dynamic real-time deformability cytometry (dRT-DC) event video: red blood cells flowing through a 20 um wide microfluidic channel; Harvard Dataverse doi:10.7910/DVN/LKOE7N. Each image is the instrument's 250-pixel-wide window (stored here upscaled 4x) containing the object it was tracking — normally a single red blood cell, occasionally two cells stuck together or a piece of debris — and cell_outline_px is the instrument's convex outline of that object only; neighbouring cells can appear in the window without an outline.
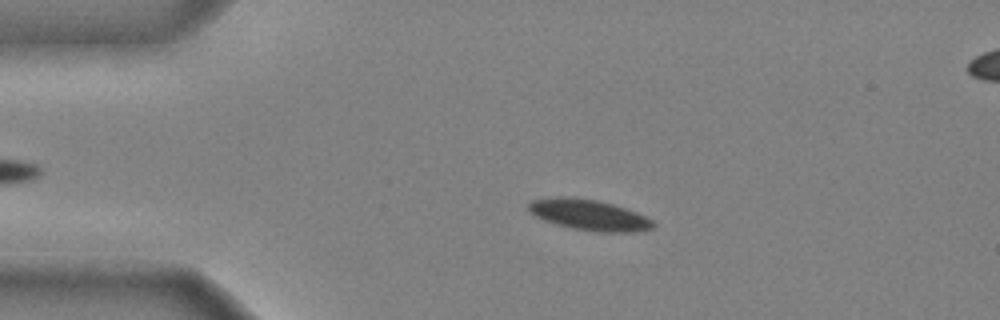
{"species": "common noctule bat (a hibernating species)", "species_latin": "Nyctalus noctula", "temperature_condition": "cold", "stored_images_in_passage": 49, "camera_frame_rate_fps": 3000, "um_per_image_px": 0.085, "animal": {"sex": "male", "body_mass_g": 20.4}, "frame": {"image": 1, "passage_image": 11, "time_ms": 3.333, "image_size_px": [1000, 320], "cell_outline_px": [[656, 224], [652, 228], [632, 232], [596, 232], [572, 228], [556, 224], [544, 220], [528, 212], [528, 204], [532, 200], [560, 196], [568, 196], [596, 200], [612, 204], [636, 212], [652, 220]], "centroid_in_image_um": [50.04, 18.27], "position_along_channel_um": 35.0, "area_um2": 22.25}}
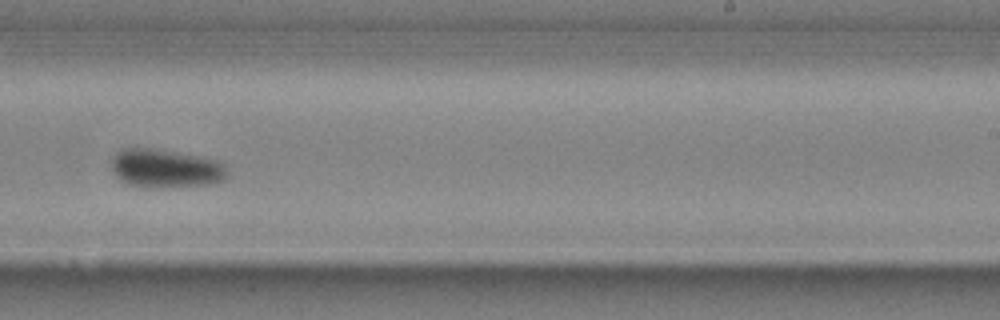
{"frame": {"image": 2, "passage_image": 32, "time_ms": 10.333, "image_size_px": [1000, 320], "cell_outline_px": [[228, 176], [224, 180], [208, 184], [132, 184], [120, 180], [112, 172], [112, 156], [116, 152], [124, 148], [152, 148], [200, 156], [220, 160]], "centroid_in_image_um": [14.06, 14.24], "position_along_channel_um": 274.9, "area_um2": 24.85}}
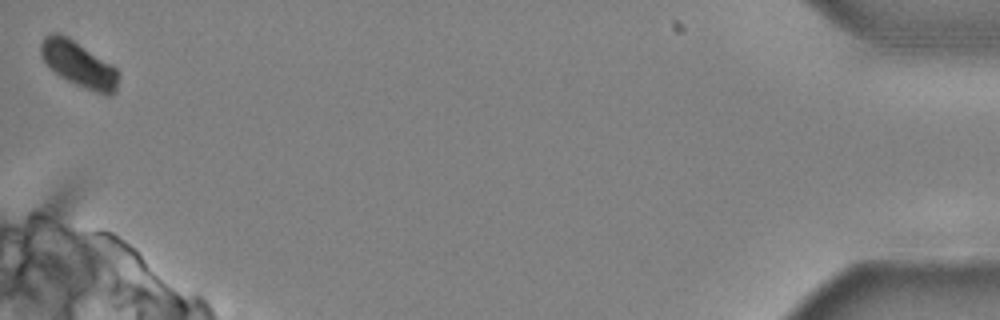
{"frame": {"image": 3, "passage_image": 49, "time_ms": 16.0, "image_size_px": [1000, 320], "cell_outline_px": [[120, 76], [116, 92], [112, 96], [104, 96], [76, 84], [60, 76], [40, 56], [40, 44], [44, 36], [52, 32], [56, 32], [72, 40], [116, 68]], "centroid_in_image_um": [6.72, 5.5], "position_along_channel_um": 428.5, "area_um2": 20.23}, "authors_computed_cell_mechanics": {"area_um2": 22.253, "velocity_mm_per_s": 3.9404, "shape_relaxation_time_tau1_ms": 7.3727, "shape_relaxation_time_tau2_ms": null, "deformation_change_tau1": 0.1784, "deformation_change_tau2": null}}